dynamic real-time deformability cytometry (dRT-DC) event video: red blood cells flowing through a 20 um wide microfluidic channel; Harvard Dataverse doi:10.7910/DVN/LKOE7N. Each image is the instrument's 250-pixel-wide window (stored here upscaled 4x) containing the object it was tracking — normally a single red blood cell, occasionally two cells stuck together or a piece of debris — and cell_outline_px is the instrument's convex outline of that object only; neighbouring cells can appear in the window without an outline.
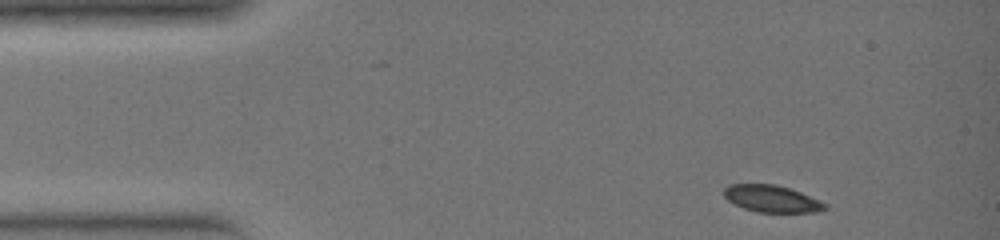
{"species": "common noctule bat (a hibernating species)", "species_latin": "Nyctalus noctula", "temperature_condition": "warm", "stored_images_in_passage": 30, "camera_frame_rate_fps": 3000, "um_per_image_px": 0.085, "animal": {"sex": "female", "body_mass_g": 19.0, "forearm_length_mm": 51.5}, "frame": {"image": 1, "passage_image": 1, "time_ms": 0.0, "image_size_px": [1000, 240], "cell_outline_px": [[824, 208], [812, 212], [756, 212], [744, 208], [728, 200], [724, 196], [724, 188], [732, 184], [776, 184], [800, 192], [824, 204]], "centroid_in_image_um": [65.51, 16.88], "position_along_channel_um": 19.5, "area_um2": 15.32}}
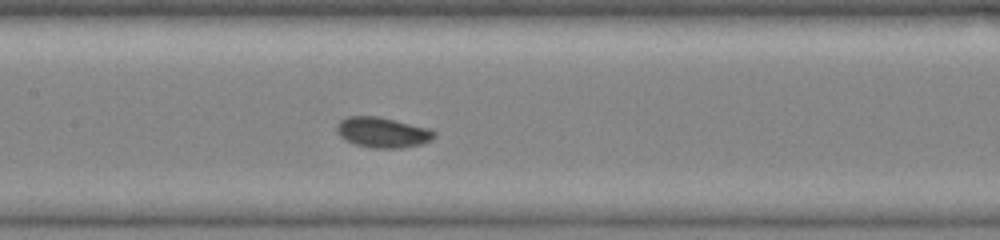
{"frame": {"image": 2, "passage_image": 14, "time_ms": 4.333, "image_size_px": [1000, 240], "cell_outline_px": [[436, 136], [432, 140], [420, 144], [400, 148], [372, 148], [356, 144], [340, 136], [336, 128], [336, 124], [340, 120], [348, 116], [380, 116], [432, 128], [436, 132]], "centroid_in_image_um": [32.57, 11.23], "position_along_channel_um": 174.8, "area_um2": 17.46}}
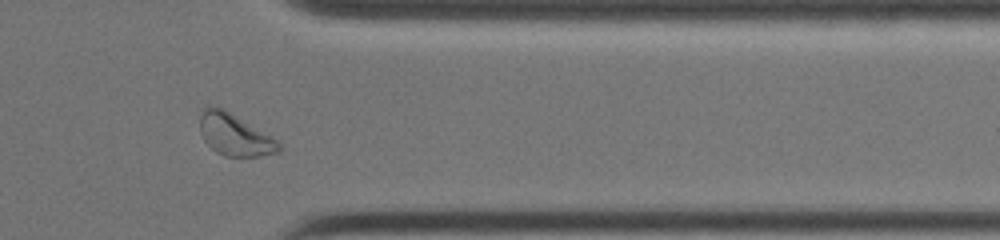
{"frame": {"image": 3, "passage_image": 26, "time_ms": 8.333, "image_size_px": [1000, 240], "cell_outline_px": [[284, 148], [280, 152], [260, 156], [224, 156], [216, 152], [204, 140], [200, 132], [200, 116], [204, 108], [208, 104], [216, 104], [224, 108], [272, 136]], "centroid_in_image_um": [19.95, 11.42], "position_along_channel_um": 391.5, "area_um2": 19.59}}